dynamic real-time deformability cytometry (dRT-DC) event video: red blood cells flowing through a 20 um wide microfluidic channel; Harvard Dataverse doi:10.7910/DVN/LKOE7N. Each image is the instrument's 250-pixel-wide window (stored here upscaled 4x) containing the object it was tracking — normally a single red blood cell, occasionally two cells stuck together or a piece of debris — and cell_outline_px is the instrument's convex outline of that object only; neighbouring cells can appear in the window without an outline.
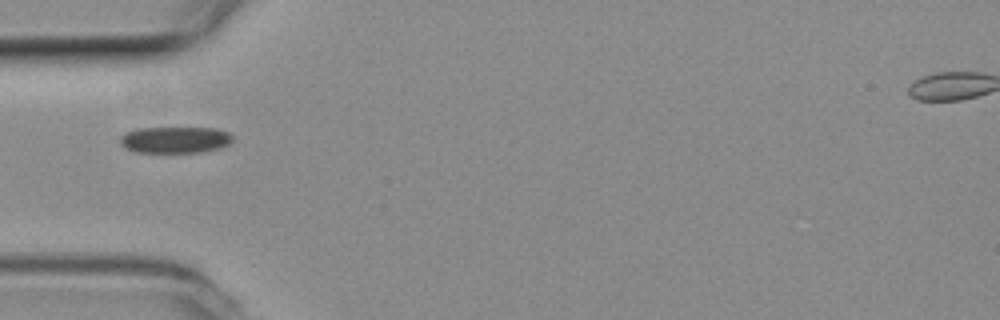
{"species": "common noctule bat (a hibernating species)", "species_latin": "Nyctalus noctula", "temperature_condition": "room temperature", "stored_images_in_passage": 36, "camera_frame_rate_fps": 3000, "um_per_image_px": 0.085, "animal": {"sex": "female", "body_mass_g": 19.3, "forearm_length_mm": 54.1}, "frame": {"image": 1, "passage_image": 1, "time_ms": 0.0, "image_size_px": [1000, 320], "cell_outline_px": [[232, 140], [228, 144], [220, 148], [200, 152], [136, 152], [120, 144], [120, 136], [136, 128], [216, 128], [228, 132], [232, 136]], "centroid_in_image_um": [14.89, 11.88], "position_along_channel_um": 70.1, "area_um2": 17.22}}
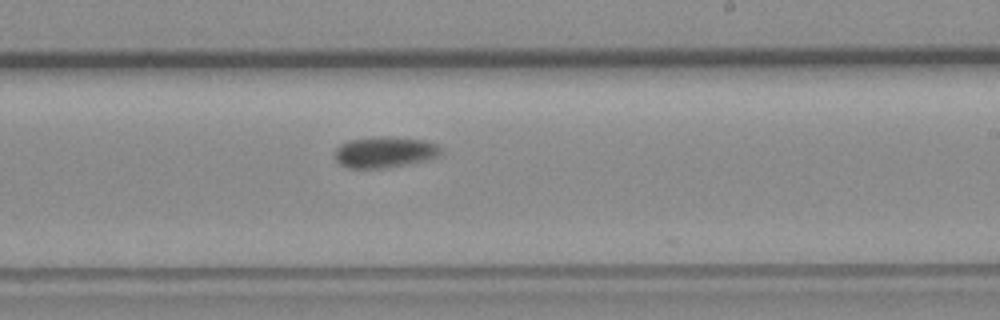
{"frame": {"image": 2, "passage_image": 16, "time_ms": 5.0, "image_size_px": [1000, 320], "cell_outline_px": [[440, 156], [432, 160], [412, 164], [388, 168], [348, 168], [340, 164], [336, 160], [336, 148], [340, 144], [352, 140], [384, 136], [388, 136], [424, 140], [436, 144], [440, 148]], "centroid_in_image_um": [32.76, 12.95], "position_along_channel_um": 256.2, "area_um2": 19.36}}
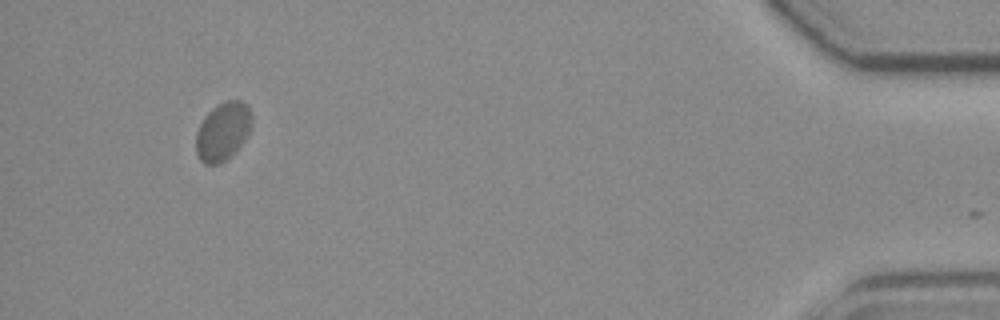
{"frame": {"image": 3, "passage_image": 35, "time_ms": 11.333, "image_size_px": [1000, 320], "cell_outline_px": [[252, 124], [248, 136], [220, 164], [204, 164], [200, 160], [196, 152], [196, 132], [204, 116], [216, 104], [228, 100], [240, 100], [248, 104], [252, 112]], "centroid_in_image_um": [18.95, 11.12], "position_along_channel_um": 416.3, "area_um2": 19.02}}